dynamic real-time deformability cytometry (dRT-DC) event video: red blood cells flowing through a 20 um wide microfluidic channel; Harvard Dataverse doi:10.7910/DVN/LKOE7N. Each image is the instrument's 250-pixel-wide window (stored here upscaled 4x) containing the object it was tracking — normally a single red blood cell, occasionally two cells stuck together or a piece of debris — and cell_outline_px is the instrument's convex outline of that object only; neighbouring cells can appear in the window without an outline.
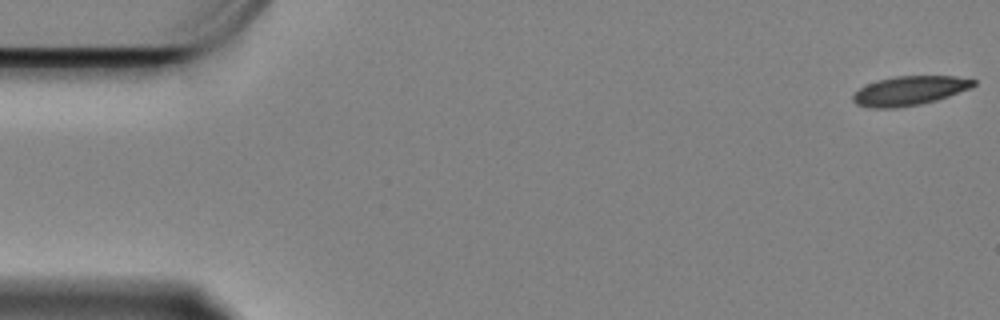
{"species": "Egyptian fruit bat (a non-hibernating species)", "species_latin": "Rousettus aegyptiacus", "temperature_condition": "cold", "stored_images_in_passage": 54, "camera_frame_rate_fps": 3000, "um_per_image_px": 0.085, "animal": {"sex": "female"}, "frame": {"image": 1, "passage_image": 1, "time_ms": 0.0, "image_size_px": [1000, 320], "cell_outline_px": [[976, 84], [972, 88], [936, 100], [920, 104], [896, 108], [872, 108], [856, 104], [852, 100], [852, 96], [860, 88], [876, 80], [896, 76], [956, 76], [976, 80]], "centroid_in_image_um": [77.32, 7.71], "position_along_channel_um": 7.7, "area_um2": 20.52}}
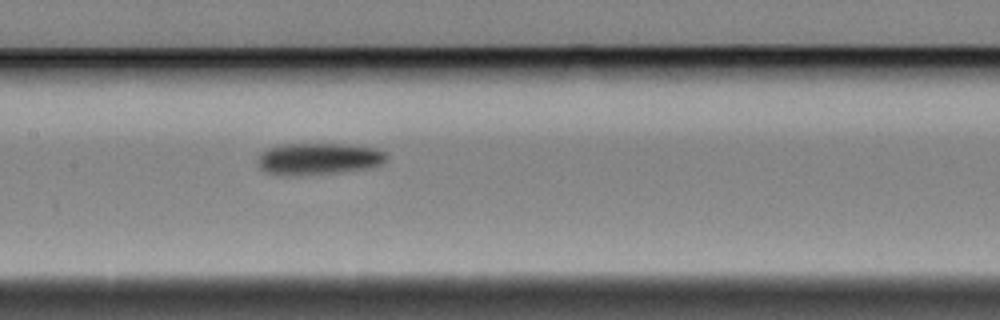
{"frame": {"image": 2, "passage_image": 28, "time_ms": 9.0, "image_size_px": [1000, 320], "cell_outline_px": [[388, 160], [384, 164], [372, 168], [340, 172], [296, 176], [284, 176], [268, 172], [260, 168], [260, 156], [268, 148], [280, 144], [340, 144], [376, 148], [384, 152], [388, 156]], "centroid_in_image_um": [27.15, 13.51], "position_along_channel_um": 180.2, "area_um2": 23.93}}
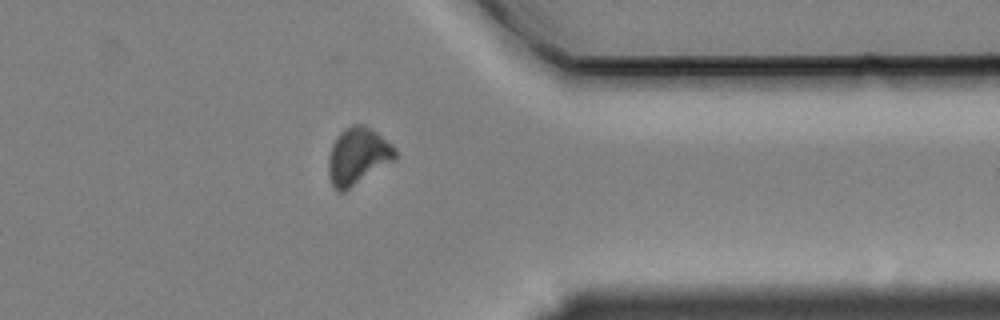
{"frame": {"image": 3, "passage_image": 47, "time_ms": 15.333, "image_size_px": [1000, 320], "cell_outline_px": [[396, 160], [344, 192], [336, 192], [332, 188], [328, 176], [328, 156], [332, 144], [336, 136], [344, 128], [352, 124], [364, 124], [376, 132], [392, 144], [396, 148]], "centroid_in_image_um": [30.39, 13.29], "position_along_channel_um": 381.0, "area_um2": 22.66}, "authors_computed_cell_mechanics": {"area_um2": 22.6865, "velocity_mm_per_s": 3.3287, "shape_relaxation_time_tau1_ms": 3.8889, "shape_relaxation_time_tau2_ms": null, "deformation_change_tau1": 0.084, "deformation_change_tau2": null}}